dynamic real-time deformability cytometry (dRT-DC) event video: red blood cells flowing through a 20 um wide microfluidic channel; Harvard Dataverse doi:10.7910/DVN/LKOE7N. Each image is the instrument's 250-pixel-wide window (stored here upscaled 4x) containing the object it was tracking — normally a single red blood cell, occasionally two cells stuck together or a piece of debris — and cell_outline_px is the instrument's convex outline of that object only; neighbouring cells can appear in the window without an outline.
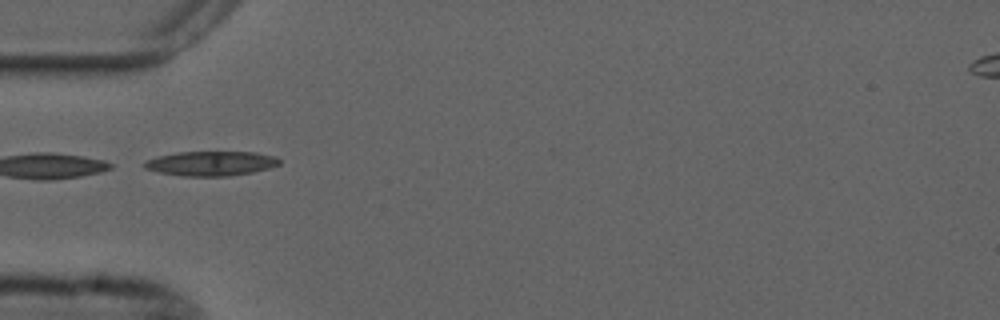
{"species": "common noctule bat (a hibernating species)", "species_latin": "Nyctalus noctula", "temperature_condition": "cold", "stored_images_in_passage": 8, "camera_frame_rate_fps": 3000, "um_per_image_px": 0.085, "animal": {"sex": "male", "forearm_length_mm": 52.5}, "frame": {"image": 1, "passage_image": 1, "time_ms": 0.0, "image_size_px": [1000, 320], "cell_outline_px": [[280, 164], [268, 168], [252, 172], [228, 176], [184, 176], [160, 172], [144, 168], [144, 160], [156, 156], [176, 152], [256, 152], [276, 156], [280, 160]], "centroid_in_image_um": [17.92, 13.88], "position_along_channel_um": 67.1, "area_um2": 19.36}}